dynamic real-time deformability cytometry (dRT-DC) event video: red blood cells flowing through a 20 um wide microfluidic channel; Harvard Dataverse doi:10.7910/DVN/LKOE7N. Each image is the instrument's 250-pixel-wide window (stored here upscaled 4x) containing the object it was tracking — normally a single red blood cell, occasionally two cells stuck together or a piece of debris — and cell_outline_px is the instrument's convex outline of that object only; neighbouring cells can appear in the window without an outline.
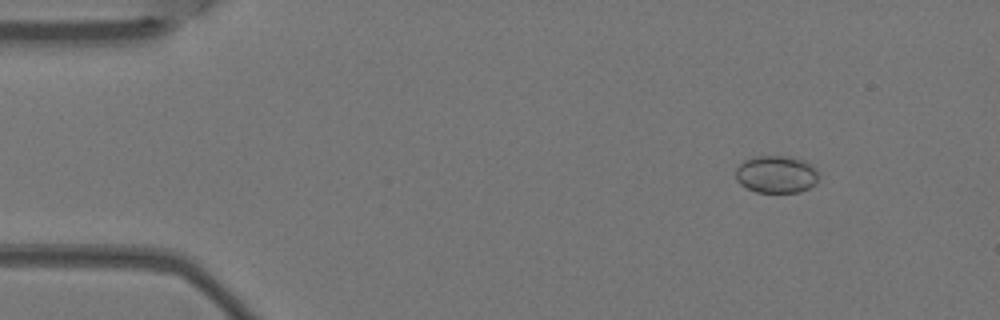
{"species": "Egyptian fruit bat (a non-hibernating species)", "species_latin": "Rousettus aegyptiacus", "temperature_condition": "warm", "stored_images_in_passage": 7, "camera_frame_rate_fps": 3000, "um_per_image_px": 0.085, "animal": {"sex": "female"}, "frame": {"image": 1, "passage_image": 2, "time_ms": 0.333, "image_size_px": [1000, 320], "cell_outline_px": [[820, 176], [816, 184], [800, 192], [756, 192], [740, 184], [736, 180], [736, 168], [744, 160], [756, 156], [792, 156], [804, 160], [812, 164], [816, 168]], "centroid_in_image_um": [66.03, 14.81], "position_along_channel_um": 19.0, "area_um2": 18.38}}
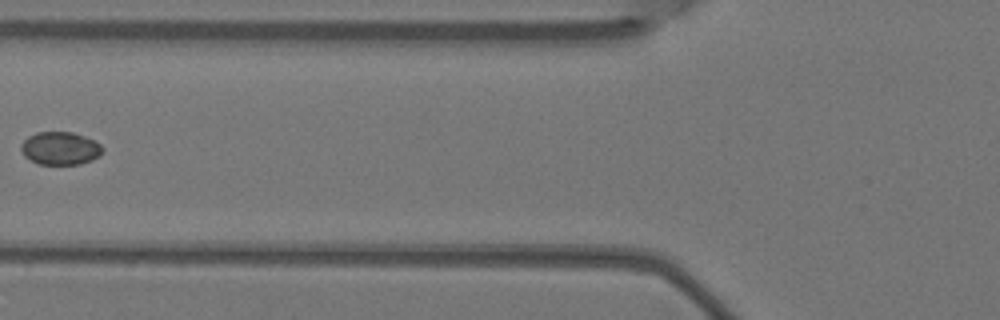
{"frame": {"image": 2, "passage_image": 6, "time_ms": 1.667, "image_size_px": [1000, 320], "cell_outline_px": [[104, 152], [100, 156], [92, 160], [80, 164], [40, 164], [24, 156], [20, 148], [20, 144], [28, 136], [36, 132], [72, 132], [84, 136], [100, 144], [104, 148]], "centroid_in_image_um": [5.13, 12.6], "position_along_channel_um": 120.7, "area_um2": 15.72}}
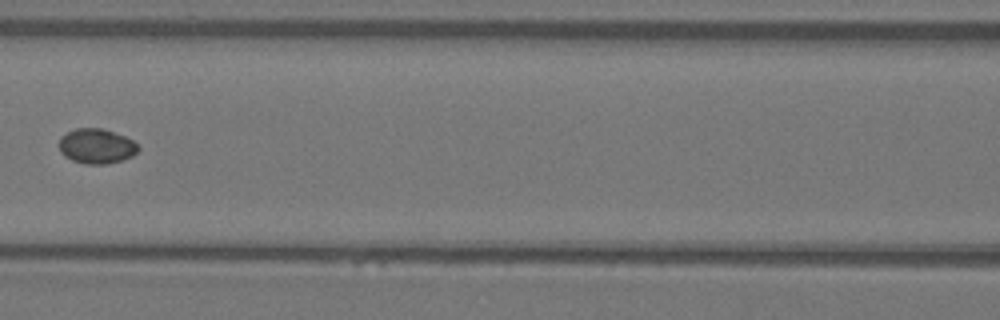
{"frame": {"image": 3, "passage_image": 7, "time_ms": 2.0, "image_size_px": [1000, 320], "cell_outline_px": [[140, 148], [132, 156], [120, 160], [104, 164], [84, 164], [72, 160], [64, 156], [60, 152], [60, 136], [76, 128], [104, 128], [124, 136], [140, 144]], "centroid_in_image_um": [8.21, 12.41], "position_along_channel_um": 158.4, "area_um2": 16.13}}